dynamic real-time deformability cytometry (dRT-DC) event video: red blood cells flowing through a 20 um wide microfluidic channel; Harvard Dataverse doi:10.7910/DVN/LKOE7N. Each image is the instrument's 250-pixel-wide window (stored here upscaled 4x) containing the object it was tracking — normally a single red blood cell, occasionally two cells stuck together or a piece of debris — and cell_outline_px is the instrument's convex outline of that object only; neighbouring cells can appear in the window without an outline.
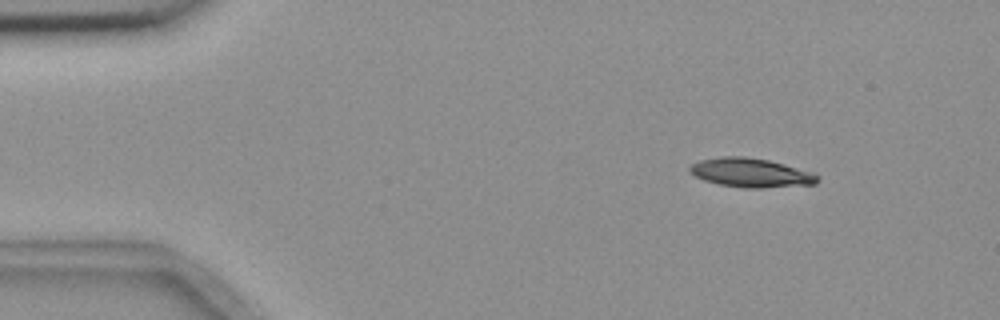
{"species": "common noctule bat (a hibernating species)", "species_latin": "Nyctalus noctula", "temperature_condition": "room temperature", "stored_images_in_passage": 5, "camera_frame_rate_fps": 3000, "um_per_image_px": 0.085, "animal": {"sex": "female", "body_mass_g": 18.4}, "frame": {"image": 1, "passage_image": 2, "time_ms": 1.0, "image_size_px": [1000, 320], "cell_outline_px": [[820, 180], [816, 184], [764, 188], [744, 188], [720, 184], [704, 180], [688, 172], [688, 168], [692, 164], [700, 160], [720, 156], [744, 156], [768, 160], [816, 172], [820, 176]], "centroid_in_image_um": [63.87, 14.68], "position_along_channel_um": 21.1, "area_um2": 21.91}}